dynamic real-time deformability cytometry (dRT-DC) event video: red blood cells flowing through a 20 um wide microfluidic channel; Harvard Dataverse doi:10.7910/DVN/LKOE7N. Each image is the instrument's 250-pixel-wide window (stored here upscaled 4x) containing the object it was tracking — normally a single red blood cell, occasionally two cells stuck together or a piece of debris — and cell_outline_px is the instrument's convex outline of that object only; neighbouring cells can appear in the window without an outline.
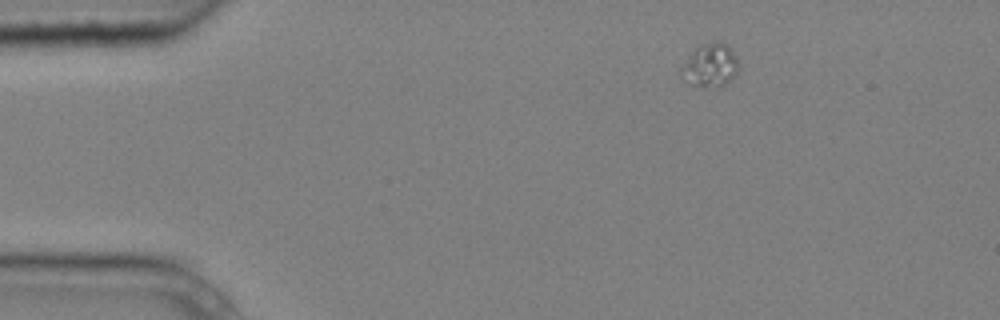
{"species": "common noctule bat (a hibernating species)", "species_latin": "Nyctalus noctula", "temperature_condition": "cold", "stored_images_in_passage": 4, "camera_frame_rate_fps": 3000, "um_per_image_px": 0.085, "animal": {"sex": "male", "body_mass_g": 20.4}, "frame": {"image": 1, "passage_image": 1, "time_ms": 0.0, "image_size_px": [1000, 320], "cell_outline_px": [[740, 64], [736, 72], [724, 84], [692, 84], [684, 80], [676, 72], [692, 52], [700, 44], [720, 40], [736, 56]], "centroid_in_image_um": [60.31, 5.49], "position_along_channel_um": 24.7, "area_um2": 13.99}}